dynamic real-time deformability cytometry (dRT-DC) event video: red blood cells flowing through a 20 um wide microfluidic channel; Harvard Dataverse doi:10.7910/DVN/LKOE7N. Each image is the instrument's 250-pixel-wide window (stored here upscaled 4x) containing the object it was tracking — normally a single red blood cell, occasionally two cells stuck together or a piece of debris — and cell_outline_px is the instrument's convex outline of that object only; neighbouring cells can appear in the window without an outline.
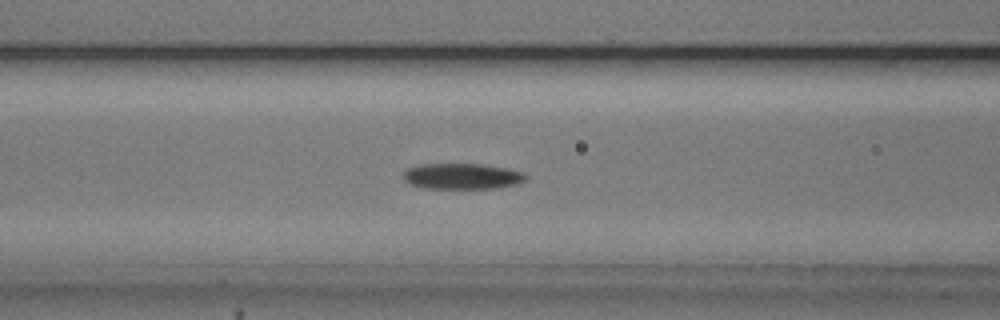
{"species": "common noctule bat (a hibernating species)", "species_latin": "Nyctalus noctula", "temperature_condition": "cold", "stored_images_in_passage": 54, "camera_frame_rate_fps": 3000, "um_per_image_px": 0.085, "animal": {"sex": "male", "body_mass_g": 20.5, "forearm_length_mm": 52.5}, "frame": {"image": 1, "passage_image": 22, "time_ms": 7.0, "image_size_px": [1000, 320], "cell_outline_px": [[528, 176], [520, 184], [496, 188], [420, 188], [404, 180], [404, 172], [408, 168], [420, 164], [484, 164], [508, 168], [524, 172]], "centroid_in_image_um": [39.33, 14.98], "position_along_channel_um": 127.3, "area_um2": 18.55}}
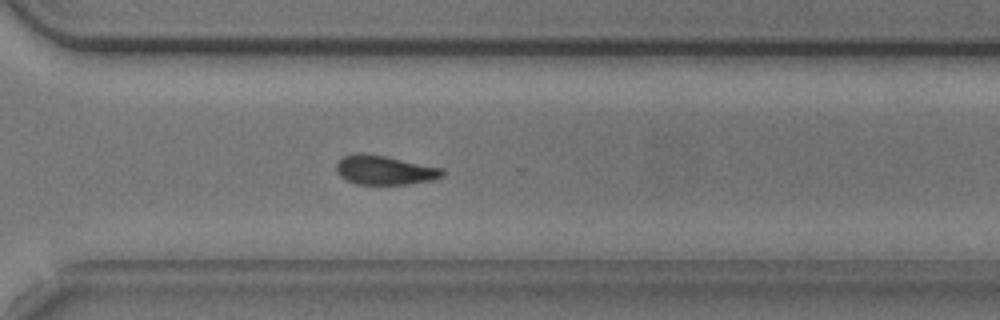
{"frame": {"image": 2, "passage_image": 39, "time_ms": 12.667, "image_size_px": [1000, 320], "cell_outline_px": [[444, 176], [432, 180], [408, 184], [356, 184], [340, 176], [336, 172], [336, 164], [344, 156], [356, 152], [360, 152], [388, 156], [444, 168]], "centroid_in_image_um": [32.71, 14.44], "position_along_channel_um": 337.9, "area_um2": 18.26}}
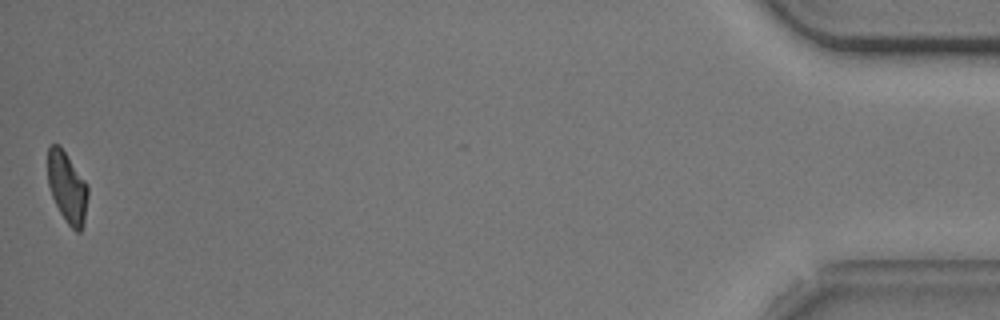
{"frame": {"image": 3, "passage_image": 54, "time_ms": 17.667, "image_size_px": [1000, 320], "cell_outline_px": [[88, 196], [84, 220], [80, 232], [76, 232], [68, 224], [60, 212], [52, 196], [48, 184], [48, 148], [52, 144], [60, 144], [88, 184]], "centroid_in_image_um": [5.72, 15.89], "position_along_channel_um": 429.5, "area_um2": 16.59}, "authors_computed_cell_mechanics": {"area_um2": 18.1203, "velocity_mm_per_s": 3.7266, "shape_relaxation_time_tau1_ms": 4.2147, "shape_relaxation_time_tau2_ms": null, "deformation_change_tau1": 0.1249, "deformation_change_tau2": null}}